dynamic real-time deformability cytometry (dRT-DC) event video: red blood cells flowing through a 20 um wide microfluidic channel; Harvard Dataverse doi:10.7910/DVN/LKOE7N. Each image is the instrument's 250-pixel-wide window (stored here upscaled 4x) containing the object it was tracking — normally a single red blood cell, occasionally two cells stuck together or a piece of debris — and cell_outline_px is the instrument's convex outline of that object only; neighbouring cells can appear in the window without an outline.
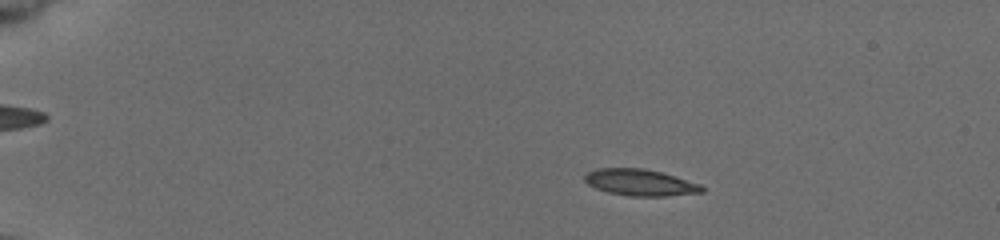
{"species": "common noctule bat (a hibernating species)", "species_latin": "Nyctalus noctula", "temperature_condition": "cold", "stored_images_in_passage": 37, "camera_frame_rate_fps": 3000, "um_per_image_px": 0.085, "animal": {"sex": "female", "body_mass_g": 19.5, "forearm_length_mm": 54.1}, "frame": {"image": 1, "passage_image": 1, "time_ms": 0.0, "image_size_px": [1000, 240], "cell_outline_px": [[704, 192], [664, 196], [628, 196], [608, 192], [596, 188], [588, 184], [584, 180], [584, 176], [588, 172], [600, 168], [644, 168], [660, 172], [700, 184], [704, 188]], "centroid_in_image_um": [54.4, 15.51], "position_along_channel_um": 30.6, "area_um2": 17.92}}
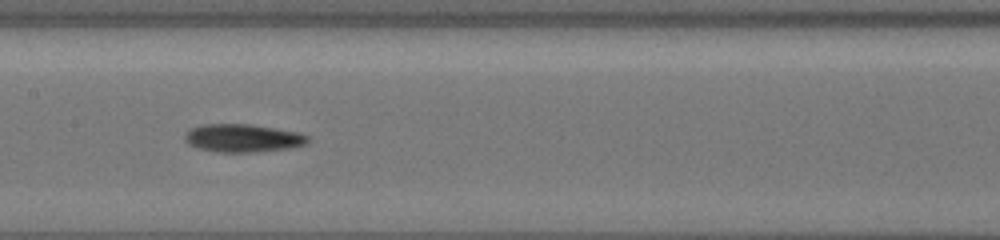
{"frame": {"image": 2, "passage_image": 16, "time_ms": 5.0, "image_size_px": [1000, 240], "cell_outline_px": [[308, 140], [304, 144], [288, 148], [256, 152], [216, 152], [196, 148], [188, 144], [184, 140], [184, 136], [192, 128], [204, 124], [248, 124], [296, 132], [308, 136]], "centroid_in_image_um": [20.57, 11.75], "position_along_channel_um": 186.8, "area_um2": 19.83}}
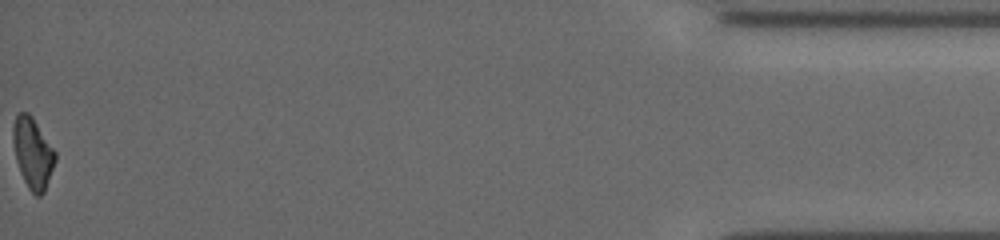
{"frame": {"image": 3, "passage_image": 37, "time_ms": 12.0, "image_size_px": [1000, 240], "cell_outline_px": [[56, 160], [44, 192], [40, 196], [36, 196], [28, 188], [20, 172], [16, 160], [12, 140], [12, 128], [16, 116], [20, 112], [28, 112], [32, 116], [56, 152]], "centroid_in_image_um": [2.78, 13.0], "position_along_channel_um": 432.4, "area_um2": 17.34}}